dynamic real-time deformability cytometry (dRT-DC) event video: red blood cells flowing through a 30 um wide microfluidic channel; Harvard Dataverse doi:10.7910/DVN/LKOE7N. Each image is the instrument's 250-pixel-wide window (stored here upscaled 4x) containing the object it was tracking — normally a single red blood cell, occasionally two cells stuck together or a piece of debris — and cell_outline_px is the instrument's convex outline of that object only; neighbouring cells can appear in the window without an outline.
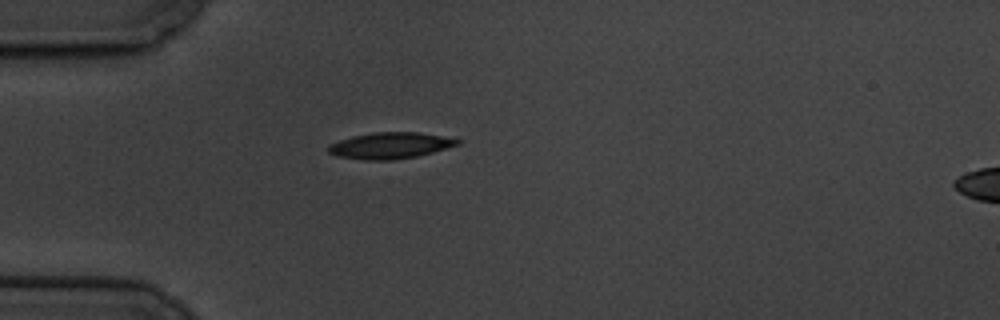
{"species": "common noctule bat (a hibernating species)", "species_latin": "Nyctalus noctula", "temperature_condition": "cold", "stored_images_in_passage": 2, "camera_frame_rate_fps": 3000, "um_per_image_px": 0.085, "animal": {"sex": "male", "body_mass_g": 19.5, "forearm_length_mm": 54.6}, "frame": {"image": 1, "passage_image": 1, "time_ms": 0.0, "image_size_px": [1000, 320], "cell_outline_px": [[460, 144], [432, 152], [416, 156], [392, 160], [364, 160], [336, 156], [328, 152], [328, 144], [352, 136], [372, 132], [420, 132], [460, 140]], "centroid_in_image_um": [33.11, 12.37], "position_along_channel_um": 51.9, "area_um2": 19.65}}